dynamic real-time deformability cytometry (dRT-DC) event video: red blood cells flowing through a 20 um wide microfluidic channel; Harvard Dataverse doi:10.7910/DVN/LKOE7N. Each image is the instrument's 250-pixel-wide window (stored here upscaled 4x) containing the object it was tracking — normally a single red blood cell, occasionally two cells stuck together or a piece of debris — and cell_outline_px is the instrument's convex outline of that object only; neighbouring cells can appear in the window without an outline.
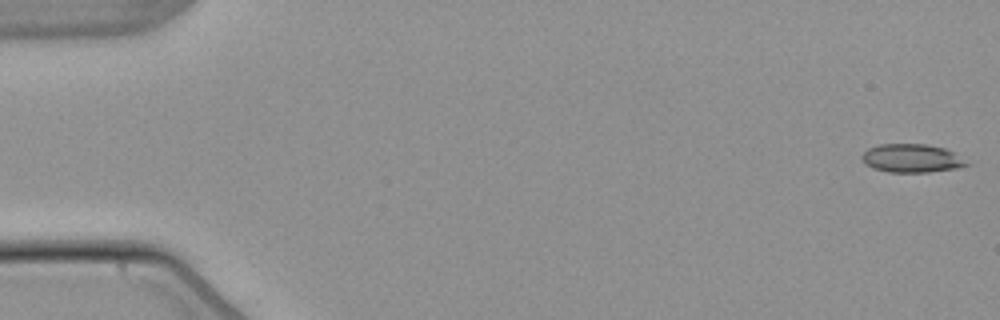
{"species": "common noctule bat (a hibernating species)", "species_latin": "Nyctalus noctula", "temperature_condition": "warm", "stored_images_in_passage": 53, "camera_frame_rate_fps": 3000, "um_per_image_px": 0.085, "animal": {"sex": "male", "body_mass_g": 21.5, "forearm_length_mm": 52.0}, "frame": {"image": 1, "passage_image": 1, "time_ms": 0.0, "image_size_px": [1000, 320], "cell_outline_px": [[972, 164], [956, 168], [928, 172], [888, 172], [872, 168], [864, 164], [860, 156], [868, 148], [880, 144], [928, 144], [944, 148], [952, 152]], "centroid_in_image_um": [77.46, 13.45], "position_along_channel_um": 7.5, "area_um2": 17.4}}
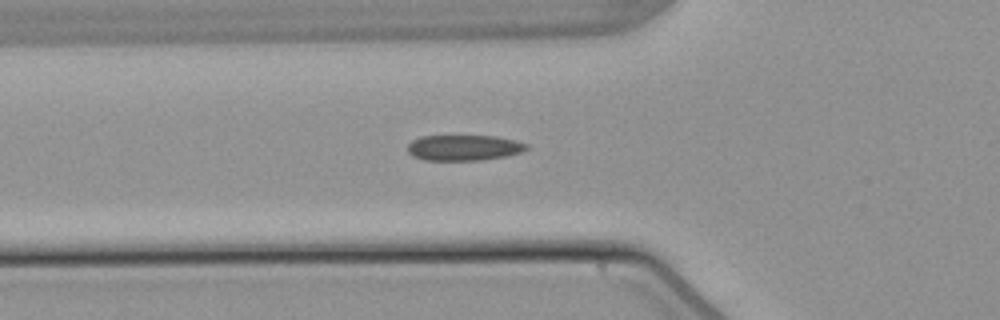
{"frame": {"image": 2, "passage_image": 19, "time_ms": 6.0, "image_size_px": [1000, 320], "cell_outline_px": [[528, 148], [520, 152], [504, 156], [480, 160], [424, 160], [412, 156], [408, 152], [408, 144], [412, 140], [420, 136], [496, 136], [516, 140], [528, 144]], "centroid_in_image_um": [39.4, 12.55], "position_along_channel_um": 86.4, "area_um2": 17.74}}
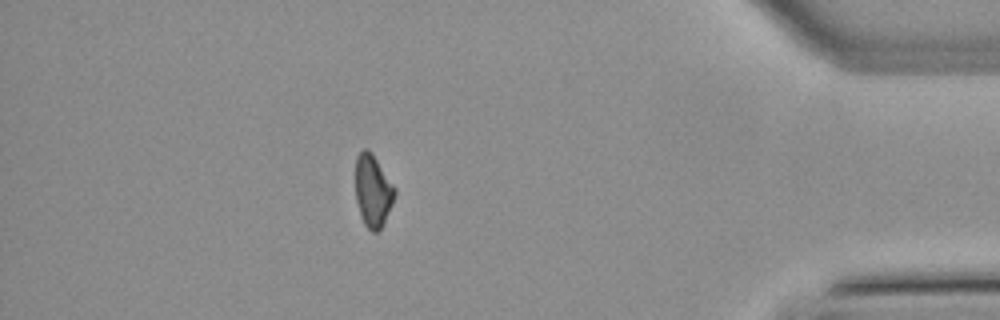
{"frame": {"image": 3, "passage_image": 47, "time_ms": 15.333, "image_size_px": [1000, 320], "cell_outline_px": [[396, 192], [392, 204], [384, 224], [376, 232], [372, 232], [364, 224], [360, 216], [356, 200], [356, 156], [364, 148], [368, 148], [372, 152], [396, 188]], "centroid_in_image_um": [31.7, 16.21], "position_along_channel_um": 403.5, "area_um2": 16.65}, "authors_computed_cell_mechanics": {"area_um2": 17.629, "velocity_mm_per_s": 3.863, "shape_relaxation_time_tau1_ms": null, "shape_relaxation_time_tau2_ms": 9.9804, "deformation_change_tau1": null, "deformation_change_tau2": 0.1846}}